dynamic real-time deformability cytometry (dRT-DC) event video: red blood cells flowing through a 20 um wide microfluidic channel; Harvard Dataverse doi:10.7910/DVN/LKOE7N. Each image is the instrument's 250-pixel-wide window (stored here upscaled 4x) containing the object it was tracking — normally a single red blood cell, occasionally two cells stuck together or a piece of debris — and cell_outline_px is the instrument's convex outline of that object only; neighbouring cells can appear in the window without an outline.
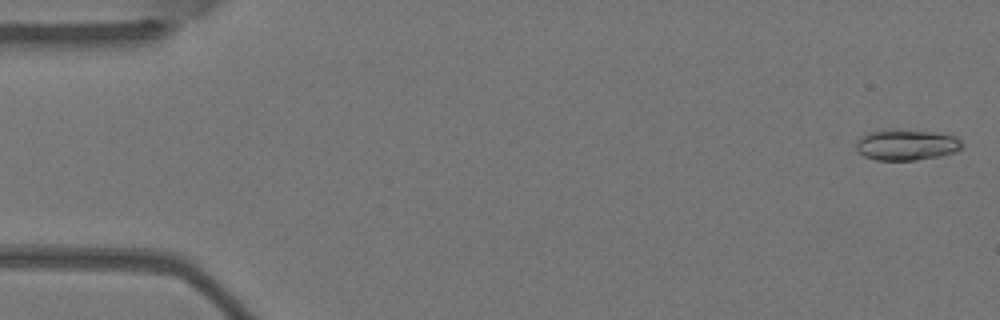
{"species": "Egyptian fruit bat (a non-hibernating species)", "species_latin": "Rousettus aegyptiacus", "temperature_condition": "warm", "stored_images_in_passage": 6, "camera_frame_rate_fps": 3000, "um_per_image_px": 0.085, "animal": {"sex": "female"}, "frame": {"image": 1, "passage_image": 1, "time_ms": 0.0, "image_size_px": [1000, 320], "cell_outline_px": [[964, 148], [956, 152], [940, 156], [916, 160], [876, 160], [864, 156], [856, 148], [856, 140], [864, 132], [884, 128], [900, 128], [940, 132], [956, 136], [964, 144]], "centroid_in_image_um": [77.05, 12.26], "position_along_channel_um": 7.9, "area_um2": 20.0}}
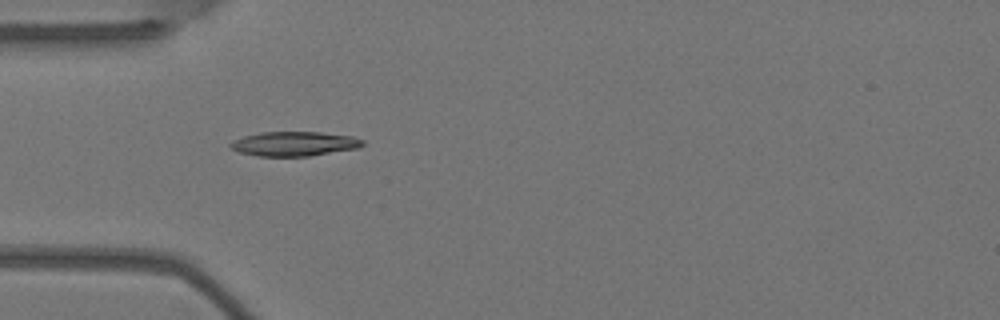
{"frame": {"image": 2, "passage_image": 5, "time_ms": 1.333, "image_size_px": [1000, 320], "cell_outline_px": [[364, 144], [360, 148], [308, 156], [256, 156], [240, 152], [232, 148], [228, 144], [232, 140], [244, 136], [260, 132], [320, 132], [352, 136], [364, 140]], "centroid_in_image_um": [25.02, 12.22], "position_along_channel_um": 60.0, "area_um2": 18.9}}
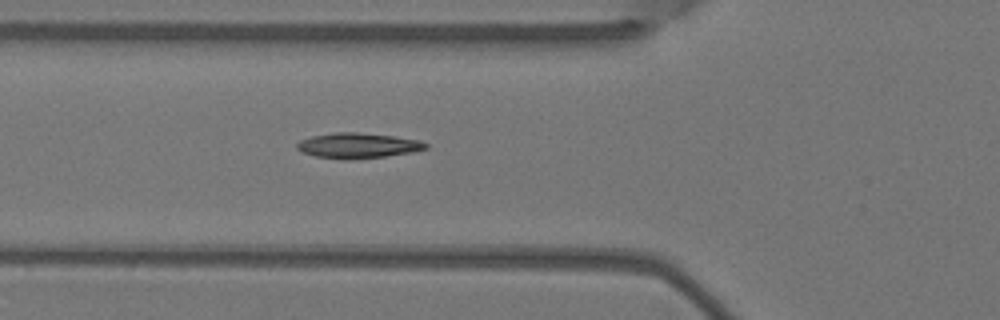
{"frame": {"image": 3, "passage_image": 6, "time_ms": 1.667, "image_size_px": [1000, 320], "cell_outline_px": [[428, 148], [412, 152], [384, 156], [348, 160], [316, 156], [304, 152], [296, 148], [296, 144], [300, 140], [312, 136], [336, 132], [356, 132], [392, 136], [420, 140], [428, 144]], "centroid_in_image_um": [30.42, 12.37], "position_along_channel_um": 95.4, "area_um2": 18.79}}